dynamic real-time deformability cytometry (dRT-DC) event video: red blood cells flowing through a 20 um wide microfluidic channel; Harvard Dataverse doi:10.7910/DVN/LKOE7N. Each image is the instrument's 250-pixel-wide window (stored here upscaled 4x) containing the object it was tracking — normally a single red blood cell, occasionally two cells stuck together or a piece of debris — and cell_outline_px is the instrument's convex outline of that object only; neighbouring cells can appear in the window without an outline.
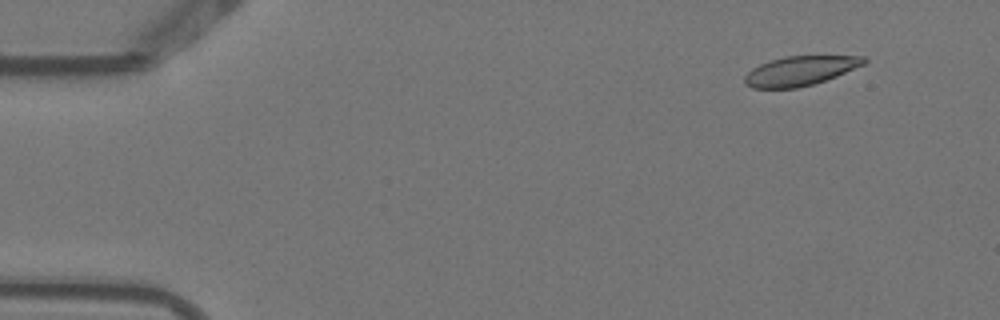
{"species": "Egyptian fruit bat (a non-hibernating species)", "species_latin": "Rousettus aegyptiacus", "temperature_condition": "warm", "stored_images_in_passage": 3, "camera_frame_rate_fps": 3000, "um_per_image_px": 0.085, "animal": {"sex": "female"}, "frame": {"image": 1, "passage_image": 1, "time_ms": 0.0, "image_size_px": [1000, 320], "cell_outline_px": [[868, 60], [864, 64], [836, 76], [812, 84], [796, 88], [752, 88], [744, 84], [744, 76], [752, 68], [760, 64], [784, 56], [864, 56]], "centroid_in_image_um": [67.98, 6.02], "position_along_channel_um": 17.0, "area_um2": 20.29}}